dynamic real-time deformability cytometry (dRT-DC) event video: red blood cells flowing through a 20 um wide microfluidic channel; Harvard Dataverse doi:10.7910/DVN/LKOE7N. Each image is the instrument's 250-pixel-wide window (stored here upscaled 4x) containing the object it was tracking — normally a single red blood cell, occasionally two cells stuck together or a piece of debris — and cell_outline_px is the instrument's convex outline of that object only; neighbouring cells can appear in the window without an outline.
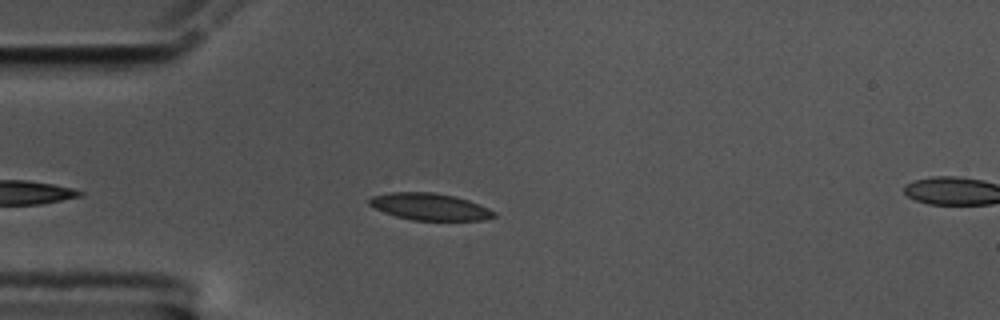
{"species": "common noctule bat (a hibernating species)", "species_latin": "Nyctalus noctula", "temperature_condition": "cold", "stored_images_in_passage": 48, "camera_frame_rate_fps": 3000, "um_per_image_px": 0.085, "animal": {"sex": "male", "body_mass_g": 17.5, "forearm_length_mm": 52.3}, "frame": {"image": 1, "passage_image": 9, "time_ms": 2.667, "image_size_px": [1000, 320], "cell_outline_px": [[496, 216], [484, 220], [412, 220], [396, 216], [384, 212], [368, 204], [368, 200], [372, 196], [388, 192], [436, 192], [456, 196], [468, 200], [488, 208], [496, 212]], "centroid_in_image_um": [36.53, 17.56], "position_along_channel_um": 48.5, "area_um2": 19.59}}
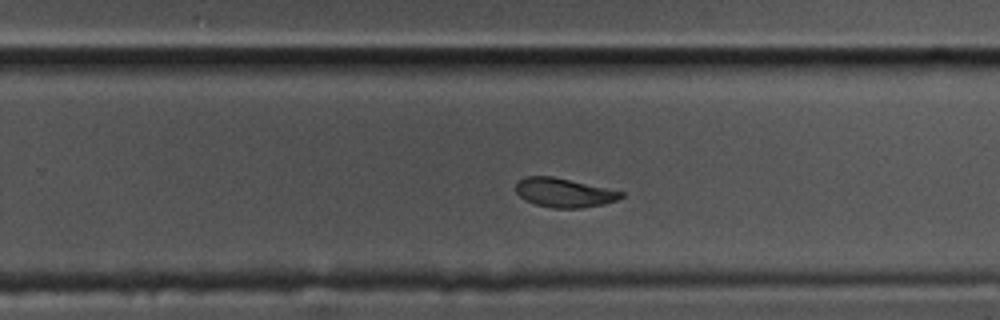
{"frame": {"image": 2, "passage_image": 26, "time_ms": 8.333, "image_size_px": [1000, 320], "cell_outline_px": [[624, 196], [616, 200], [604, 204], [580, 208], [552, 208], [536, 204], [524, 200], [516, 192], [516, 184], [524, 176], [552, 176], [624, 192]], "centroid_in_image_um": [47.92, 16.38], "position_along_channel_um": 281.9, "area_um2": 17.69}}
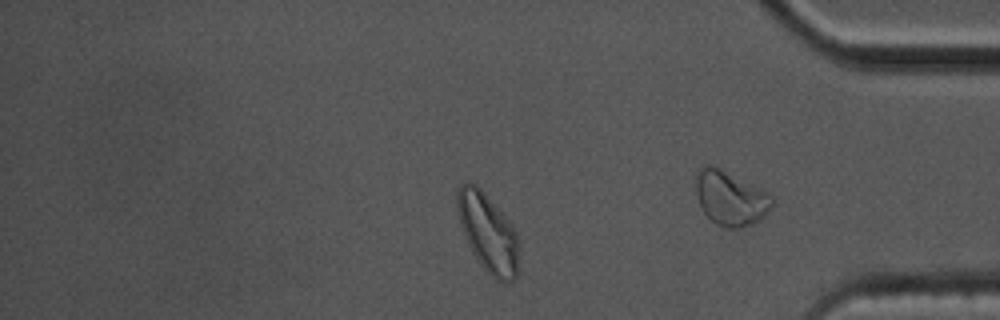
{"frame": {"image": 3, "passage_image": 38, "time_ms": 12.333, "image_size_px": [1000, 320], "cell_outline_px": [[520, 276], [508, 284], [504, 284], [496, 280], [480, 264], [468, 244], [460, 224], [456, 208], [456, 192], [460, 184], [468, 180], [472, 180], [480, 188], [512, 224], [516, 232], [520, 268]], "centroid_in_image_um": [41.49, 19.81], "position_along_channel_um": 393.7, "area_um2": 28.78}, "authors_computed_cell_mechanics": {"area_um2": 19.4208, "velocity_mm_per_s": 3.4886, "shape_relaxation_time_tau1_ms": 2.601, "shape_relaxation_time_tau2_ms": 1.2582, "deformation_change_tau1": 0.1214, "deformation_change_tau2": 0.0604}}